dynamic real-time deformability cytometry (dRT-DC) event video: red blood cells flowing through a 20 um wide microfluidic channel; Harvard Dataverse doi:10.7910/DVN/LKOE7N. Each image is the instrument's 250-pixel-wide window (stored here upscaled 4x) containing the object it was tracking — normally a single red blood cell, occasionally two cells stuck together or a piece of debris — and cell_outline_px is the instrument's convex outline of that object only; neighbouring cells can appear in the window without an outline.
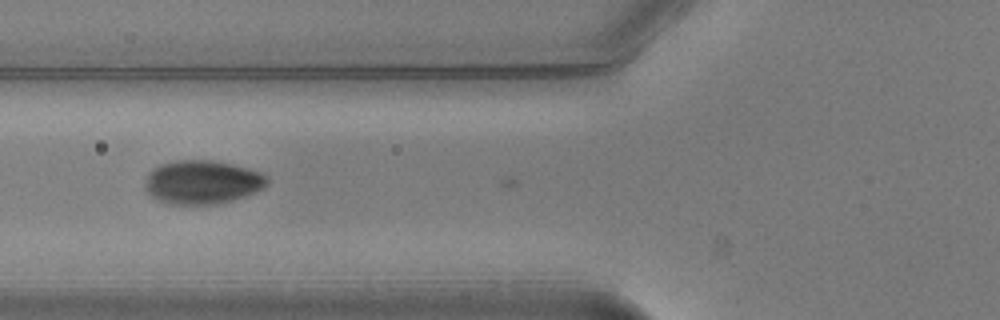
{"species": "common noctule bat (a hibernating species)", "species_latin": "Nyctalus noctula", "temperature_condition": "warm", "stored_images_in_passage": 8, "camera_frame_rate_fps": 3000, "um_per_image_px": 0.085, "animal": {"sex": "male", "body_mass_g": 20.5, "forearm_length_mm": 52.5}, "frame": {"image": 1, "passage_image": 7, "time_ms": 2.0, "image_size_px": [1000, 320], "cell_outline_px": [[268, 184], [264, 188], [244, 196], [232, 200], [212, 204], [168, 204], [156, 200], [144, 188], [144, 184], [148, 172], [152, 168], [160, 164], [176, 160], [212, 160], [232, 164], [248, 168], [260, 172], [268, 176]], "centroid_in_image_um": [17.17, 15.47], "position_along_channel_um": 108.6, "area_um2": 31.27}}